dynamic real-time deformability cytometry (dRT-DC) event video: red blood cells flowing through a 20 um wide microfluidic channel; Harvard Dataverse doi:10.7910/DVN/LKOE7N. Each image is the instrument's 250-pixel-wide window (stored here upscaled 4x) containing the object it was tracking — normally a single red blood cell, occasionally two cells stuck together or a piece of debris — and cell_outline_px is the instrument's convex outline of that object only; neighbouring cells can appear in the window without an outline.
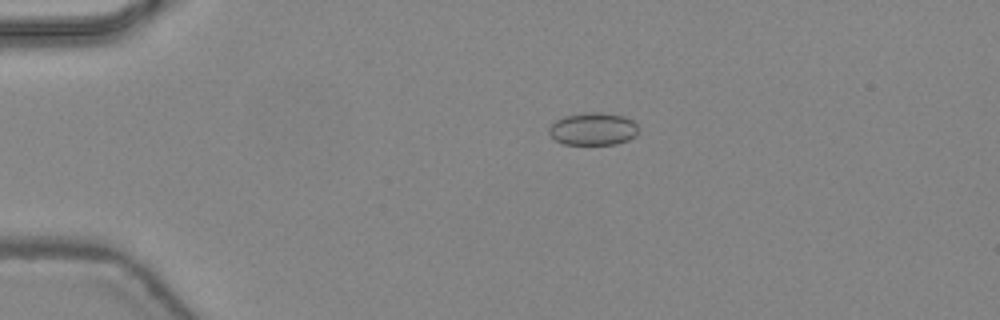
{"species": "common noctule bat (a hibernating species)", "species_latin": "Nyctalus noctula", "temperature_condition": "warm", "stored_images_in_passage": 47, "camera_frame_rate_fps": 3000, "um_per_image_px": 0.085, "animal": {"sex": "female", "body_mass_g": 24.6, "forearm_length_mm": 56.2}, "frame": {"image": 1, "passage_image": 11, "time_ms": 3.333, "image_size_px": [1000, 320], "cell_outline_px": [[640, 128], [636, 136], [628, 140], [616, 144], [564, 144], [556, 140], [548, 132], [548, 128], [556, 120], [564, 116], [584, 112], [600, 112], [624, 116], [632, 120]], "centroid_in_image_um": [50.44, 10.95], "position_along_channel_um": 34.6, "area_um2": 17.11}}
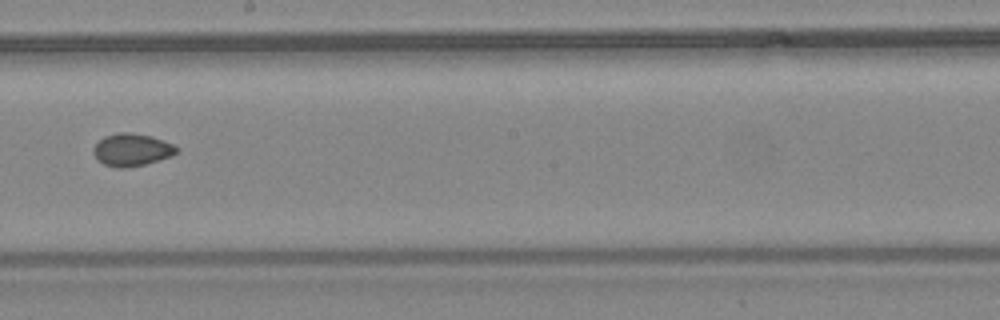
{"frame": {"image": 2, "passage_image": 28, "time_ms": 9.0, "image_size_px": [1000, 320], "cell_outline_px": [[180, 152], [172, 156], [144, 164], [128, 168], [116, 168], [104, 164], [96, 160], [92, 152], [92, 148], [104, 136], [120, 132], [128, 132], [152, 136], [172, 144], [180, 148]], "centroid_in_image_um": [11.2, 12.74], "position_along_channel_um": 237.0, "area_um2": 15.95}}
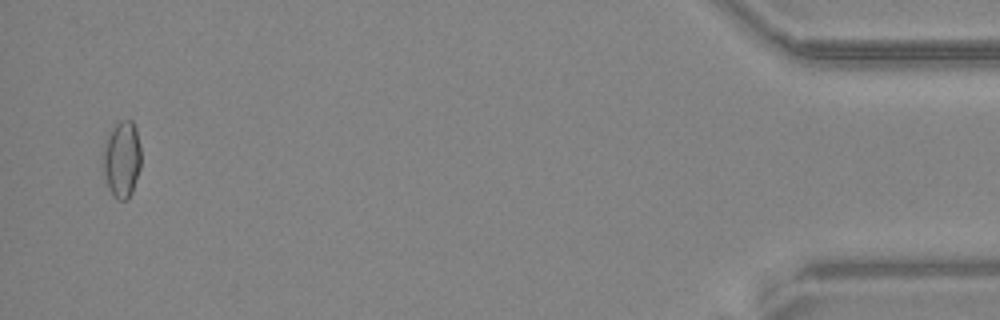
{"frame": {"image": 3, "passage_image": 46, "time_ms": 15.0, "image_size_px": [1000, 320], "cell_outline_px": [[140, 168], [132, 192], [128, 200], [120, 200], [108, 188], [100, 164], [100, 152], [104, 136], [120, 120], [132, 120], [136, 128], [140, 148]], "centroid_in_image_um": [10.29, 13.49], "position_along_channel_um": 424.9, "area_um2": 17.69}, "authors_computed_cell_mechanics": {"area_um2": 15.7794, "velocity_mm_per_s": 4.4784, "shape_relaxation_time_tau1_ms": null, "shape_relaxation_time_tau2_ms": 1.5405, "deformation_change_tau1": null, "deformation_change_tau2": 0.0426}}